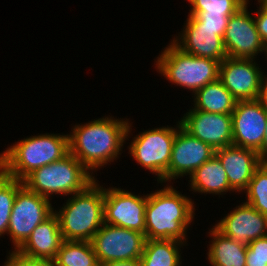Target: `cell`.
Instances as JSON below:
<instances>
[{
	"mask_svg": "<svg viewBox=\"0 0 267 266\" xmlns=\"http://www.w3.org/2000/svg\"><path fill=\"white\" fill-rule=\"evenodd\" d=\"M99 264L140 259L146 242L145 234L104 223L91 239Z\"/></svg>",
	"mask_w": 267,
	"mask_h": 266,
	"instance_id": "obj_9",
	"label": "cell"
},
{
	"mask_svg": "<svg viewBox=\"0 0 267 266\" xmlns=\"http://www.w3.org/2000/svg\"><path fill=\"white\" fill-rule=\"evenodd\" d=\"M233 145L258 151L266 130L267 112L256 100L237 101L232 114Z\"/></svg>",
	"mask_w": 267,
	"mask_h": 266,
	"instance_id": "obj_15",
	"label": "cell"
},
{
	"mask_svg": "<svg viewBox=\"0 0 267 266\" xmlns=\"http://www.w3.org/2000/svg\"><path fill=\"white\" fill-rule=\"evenodd\" d=\"M257 4H259L262 8L267 9V0H257Z\"/></svg>",
	"mask_w": 267,
	"mask_h": 266,
	"instance_id": "obj_35",
	"label": "cell"
},
{
	"mask_svg": "<svg viewBox=\"0 0 267 266\" xmlns=\"http://www.w3.org/2000/svg\"><path fill=\"white\" fill-rule=\"evenodd\" d=\"M226 171L230 187L238 194L248 188L254 171L261 165L257 151L249 148L230 145L215 150Z\"/></svg>",
	"mask_w": 267,
	"mask_h": 266,
	"instance_id": "obj_18",
	"label": "cell"
},
{
	"mask_svg": "<svg viewBox=\"0 0 267 266\" xmlns=\"http://www.w3.org/2000/svg\"><path fill=\"white\" fill-rule=\"evenodd\" d=\"M70 152L62 159L30 173L23 184L31 191L52 200L54 195L69 197L84 191L97 177Z\"/></svg>",
	"mask_w": 267,
	"mask_h": 266,
	"instance_id": "obj_5",
	"label": "cell"
},
{
	"mask_svg": "<svg viewBox=\"0 0 267 266\" xmlns=\"http://www.w3.org/2000/svg\"><path fill=\"white\" fill-rule=\"evenodd\" d=\"M160 189L147 193L145 237L171 239L187 243V231L195 219L193 199L176 190L169 183H160ZM162 188V189H161Z\"/></svg>",
	"mask_w": 267,
	"mask_h": 266,
	"instance_id": "obj_2",
	"label": "cell"
},
{
	"mask_svg": "<svg viewBox=\"0 0 267 266\" xmlns=\"http://www.w3.org/2000/svg\"><path fill=\"white\" fill-rule=\"evenodd\" d=\"M189 191L192 193L225 195L236 192L230 187L226 171L220 160L214 155L199 168H197L188 178Z\"/></svg>",
	"mask_w": 267,
	"mask_h": 266,
	"instance_id": "obj_20",
	"label": "cell"
},
{
	"mask_svg": "<svg viewBox=\"0 0 267 266\" xmlns=\"http://www.w3.org/2000/svg\"><path fill=\"white\" fill-rule=\"evenodd\" d=\"M246 203L261 214L267 215V164H261L253 174L248 188L243 192Z\"/></svg>",
	"mask_w": 267,
	"mask_h": 266,
	"instance_id": "obj_26",
	"label": "cell"
},
{
	"mask_svg": "<svg viewBox=\"0 0 267 266\" xmlns=\"http://www.w3.org/2000/svg\"><path fill=\"white\" fill-rule=\"evenodd\" d=\"M176 123L174 127L167 125L138 132L127 146L132 159L157 176L158 183H165L176 132L181 127L179 120Z\"/></svg>",
	"mask_w": 267,
	"mask_h": 266,
	"instance_id": "obj_7",
	"label": "cell"
},
{
	"mask_svg": "<svg viewBox=\"0 0 267 266\" xmlns=\"http://www.w3.org/2000/svg\"><path fill=\"white\" fill-rule=\"evenodd\" d=\"M258 158L261 164H267V120H266V130L264 133V139L261 148L257 151Z\"/></svg>",
	"mask_w": 267,
	"mask_h": 266,
	"instance_id": "obj_32",
	"label": "cell"
},
{
	"mask_svg": "<svg viewBox=\"0 0 267 266\" xmlns=\"http://www.w3.org/2000/svg\"><path fill=\"white\" fill-rule=\"evenodd\" d=\"M246 266H267V236L247 245Z\"/></svg>",
	"mask_w": 267,
	"mask_h": 266,
	"instance_id": "obj_29",
	"label": "cell"
},
{
	"mask_svg": "<svg viewBox=\"0 0 267 266\" xmlns=\"http://www.w3.org/2000/svg\"><path fill=\"white\" fill-rule=\"evenodd\" d=\"M0 153V169L23 181L34 170L62 159L69 153V135L43 133L19 139Z\"/></svg>",
	"mask_w": 267,
	"mask_h": 266,
	"instance_id": "obj_3",
	"label": "cell"
},
{
	"mask_svg": "<svg viewBox=\"0 0 267 266\" xmlns=\"http://www.w3.org/2000/svg\"><path fill=\"white\" fill-rule=\"evenodd\" d=\"M166 46L155 59L154 69L168 82L192 91L193 95L218 79V61L186 53L172 41Z\"/></svg>",
	"mask_w": 267,
	"mask_h": 266,
	"instance_id": "obj_6",
	"label": "cell"
},
{
	"mask_svg": "<svg viewBox=\"0 0 267 266\" xmlns=\"http://www.w3.org/2000/svg\"><path fill=\"white\" fill-rule=\"evenodd\" d=\"M257 100L267 112V77L263 80Z\"/></svg>",
	"mask_w": 267,
	"mask_h": 266,
	"instance_id": "obj_33",
	"label": "cell"
},
{
	"mask_svg": "<svg viewBox=\"0 0 267 266\" xmlns=\"http://www.w3.org/2000/svg\"><path fill=\"white\" fill-rule=\"evenodd\" d=\"M63 241L58 216L53 213L32 231L17 251L31 258L53 261Z\"/></svg>",
	"mask_w": 267,
	"mask_h": 266,
	"instance_id": "obj_19",
	"label": "cell"
},
{
	"mask_svg": "<svg viewBox=\"0 0 267 266\" xmlns=\"http://www.w3.org/2000/svg\"><path fill=\"white\" fill-rule=\"evenodd\" d=\"M22 185L23 181L7 176L0 169V237L7 234L13 203Z\"/></svg>",
	"mask_w": 267,
	"mask_h": 266,
	"instance_id": "obj_25",
	"label": "cell"
},
{
	"mask_svg": "<svg viewBox=\"0 0 267 266\" xmlns=\"http://www.w3.org/2000/svg\"><path fill=\"white\" fill-rule=\"evenodd\" d=\"M256 59L225 58L219 64L218 79L237 101L256 100L267 74Z\"/></svg>",
	"mask_w": 267,
	"mask_h": 266,
	"instance_id": "obj_11",
	"label": "cell"
},
{
	"mask_svg": "<svg viewBox=\"0 0 267 266\" xmlns=\"http://www.w3.org/2000/svg\"><path fill=\"white\" fill-rule=\"evenodd\" d=\"M130 122L129 118L108 115L85 124L76 123L68 133L69 152L93 175L97 174L98 169L109 166L123 153L124 144L133 135Z\"/></svg>",
	"mask_w": 267,
	"mask_h": 266,
	"instance_id": "obj_1",
	"label": "cell"
},
{
	"mask_svg": "<svg viewBox=\"0 0 267 266\" xmlns=\"http://www.w3.org/2000/svg\"><path fill=\"white\" fill-rule=\"evenodd\" d=\"M215 155V150L198 138L193 137L182 127L175 136L170 164L165 173V183L189 177L197 168Z\"/></svg>",
	"mask_w": 267,
	"mask_h": 266,
	"instance_id": "obj_13",
	"label": "cell"
},
{
	"mask_svg": "<svg viewBox=\"0 0 267 266\" xmlns=\"http://www.w3.org/2000/svg\"><path fill=\"white\" fill-rule=\"evenodd\" d=\"M11 251V252H10ZM3 266H54V262L49 259L31 258L21 254L17 250H10Z\"/></svg>",
	"mask_w": 267,
	"mask_h": 266,
	"instance_id": "obj_30",
	"label": "cell"
},
{
	"mask_svg": "<svg viewBox=\"0 0 267 266\" xmlns=\"http://www.w3.org/2000/svg\"><path fill=\"white\" fill-rule=\"evenodd\" d=\"M207 235L212 238L206 258L211 266H246L247 245L233 241L213 225Z\"/></svg>",
	"mask_w": 267,
	"mask_h": 266,
	"instance_id": "obj_21",
	"label": "cell"
},
{
	"mask_svg": "<svg viewBox=\"0 0 267 266\" xmlns=\"http://www.w3.org/2000/svg\"><path fill=\"white\" fill-rule=\"evenodd\" d=\"M214 227L233 241L248 245L267 236V215L242 202L217 221Z\"/></svg>",
	"mask_w": 267,
	"mask_h": 266,
	"instance_id": "obj_16",
	"label": "cell"
},
{
	"mask_svg": "<svg viewBox=\"0 0 267 266\" xmlns=\"http://www.w3.org/2000/svg\"><path fill=\"white\" fill-rule=\"evenodd\" d=\"M54 213L52 201L31 190L24 184L18 189L7 230L14 250H17L32 231Z\"/></svg>",
	"mask_w": 267,
	"mask_h": 266,
	"instance_id": "obj_8",
	"label": "cell"
},
{
	"mask_svg": "<svg viewBox=\"0 0 267 266\" xmlns=\"http://www.w3.org/2000/svg\"><path fill=\"white\" fill-rule=\"evenodd\" d=\"M183 30L171 40L182 51L197 57L210 58L221 63L227 58L223 37L219 36V30L210 28H196L186 18Z\"/></svg>",
	"mask_w": 267,
	"mask_h": 266,
	"instance_id": "obj_17",
	"label": "cell"
},
{
	"mask_svg": "<svg viewBox=\"0 0 267 266\" xmlns=\"http://www.w3.org/2000/svg\"><path fill=\"white\" fill-rule=\"evenodd\" d=\"M256 15H254L257 31L259 32L262 42L267 41V9L257 5Z\"/></svg>",
	"mask_w": 267,
	"mask_h": 266,
	"instance_id": "obj_31",
	"label": "cell"
},
{
	"mask_svg": "<svg viewBox=\"0 0 267 266\" xmlns=\"http://www.w3.org/2000/svg\"><path fill=\"white\" fill-rule=\"evenodd\" d=\"M187 111L179 121L190 135L207 143L214 150L233 145L231 114L209 113L192 108Z\"/></svg>",
	"mask_w": 267,
	"mask_h": 266,
	"instance_id": "obj_14",
	"label": "cell"
},
{
	"mask_svg": "<svg viewBox=\"0 0 267 266\" xmlns=\"http://www.w3.org/2000/svg\"><path fill=\"white\" fill-rule=\"evenodd\" d=\"M54 266H100L89 241H63L58 250Z\"/></svg>",
	"mask_w": 267,
	"mask_h": 266,
	"instance_id": "obj_24",
	"label": "cell"
},
{
	"mask_svg": "<svg viewBox=\"0 0 267 266\" xmlns=\"http://www.w3.org/2000/svg\"><path fill=\"white\" fill-rule=\"evenodd\" d=\"M171 239L146 240L140 257L142 266H182L181 256L184 246L189 244Z\"/></svg>",
	"mask_w": 267,
	"mask_h": 266,
	"instance_id": "obj_23",
	"label": "cell"
},
{
	"mask_svg": "<svg viewBox=\"0 0 267 266\" xmlns=\"http://www.w3.org/2000/svg\"><path fill=\"white\" fill-rule=\"evenodd\" d=\"M190 3L188 14L233 15L249 0H187Z\"/></svg>",
	"mask_w": 267,
	"mask_h": 266,
	"instance_id": "obj_27",
	"label": "cell"
},
{
	"mask_svg": "<svg viewBox=\"0 0 267 266\" xmlns=\"http://www.w3.org/2000/svg\"><path fill=\"white\" fill-rule=\"evenodd\" d=\"M97 179L84 191L67 198L54 208L65 241H91L104 224V187Z\"/></svg>",
	"mask_w": 267,
	"mask_h": 266,
	"instance_id": "obj_4",
	"label": "cell"
},
{
	"mask_svg": "<svg viewBox=\"0 0 267 266\" xmlns=\"http://www.w3.org/2000/svg\"><path fill=\"white\" fill-rule=\"evenodd\" d=\"M192 97V109L216 114H232L237 102L219 79L200 88Z\"/></svg>",
	"mask_w": 267,
	"mask_h": 266,
	"instance_id": "obj_22",
	"label": "cell"
},
{
	"mask_svg": "<svg viewBox=\"0 0 267 266\" xmlns=\"http://www.w3.org/2000/svg\"><path fill=\"white\" fill-rule=\"evenodd\" d=\"M100 266H142L140 259H134L129 261H113L102 263Z\"/></svg>",
	"mask_w": 267,
	"mask_h": 266,
	"instance_id": "obj_34",
	"label": "cell"
},
{
	"mask_svg": "<svg viewBox=\"0 0 267 266\" xmlns=\"http://www.w3.org/2000/svg\"><path fill=\"white\" fill-rule=\"evenodd\" d=\"M263 52H264V53H262V54H264V56L267 57V41L264 42V44H263ZM266 57H265V59L267 60Z\"/></svg>",
	"mask_w": 267,
	"mask_h": 266,
	"instance_id": "obj_36",
	"label": "cell"
},
{
	"mask_svg": "<svg viewBox=\"0 0 267 266\" xmlns=\"http://www.w3.org/2000/svg\"><path fill=\"white\" fill-rule=\"evenodd\" d=\"M250 1L230 16L223 41L227 57L256 59L263 53V42L249 11ZM251 13V14H250Z\"/></svg>",
	"mask_w": 267,
	"mask_h": 266,
	"instance_id": "obj_12",
	"label": "cell"
},
{
	"mask_svg": "<svg viewBox=\"0 0 267 266\" xmlns=\"http://www.w3.org/2000/svg\"><path fill=\"white\" fill-rule=\"evenodd\" d=\"M230 16L221 14H188L187 18L196 28L219 30V36L224 37Z\"/></svg>",
	"mask_w": 267,
	"mask_h": 266,
	"instance_id": "obj_28",
	"label": "cell"
},
{
	"mask_svg": "<svg viewBox=\"0 0 267 266\" xmlns=\"http://www.w3.org/2000/svg\"><path fill=\"white\" fill-rule=\"evenodd\" d=\"M142 195L104 186V223L145 234L147 194Z\"/></svg>",
	"mask_w": 267,
	"mask_h": 266,
	"instance_id": "obj_10",
	"label": "cell"
}]
</instances>
